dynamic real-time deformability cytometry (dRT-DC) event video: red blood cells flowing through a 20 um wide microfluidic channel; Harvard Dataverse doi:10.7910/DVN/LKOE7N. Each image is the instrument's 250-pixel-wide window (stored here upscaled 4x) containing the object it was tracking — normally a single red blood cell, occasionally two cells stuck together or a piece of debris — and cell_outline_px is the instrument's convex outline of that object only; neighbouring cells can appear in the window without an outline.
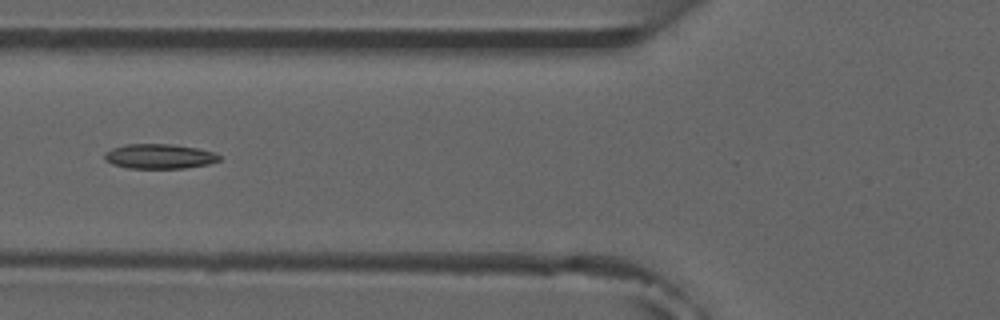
{"species": "common noctule bat (a hibernating species)", "species_latin": "Nyctalus noctula", "temperature_condition": "room temperature", "stored_images_in_passage": 5, "camera_frame_rate_fps": 3000, "um_per_image_px": 0.085, "animal": {"sex": "male", "forearm_length_mm": 52.5}, "frame": {"image": 1, "passage_image": 5, "time_ms": 4.667, "image_size_px": [1000, 320], "cell_outline_px": [[220, 160], [208, 164], [184, 168], [128, 168], [112, 164], [104, 160], [104, 152], [112, 148], [124, 144], [172, 144], [196, 148], [212, 152], [220, 156]], "centroid_in_image_um": [13.49, 13.29], "position_along_channel_um": 112.3, "area_um2": 16.53}}